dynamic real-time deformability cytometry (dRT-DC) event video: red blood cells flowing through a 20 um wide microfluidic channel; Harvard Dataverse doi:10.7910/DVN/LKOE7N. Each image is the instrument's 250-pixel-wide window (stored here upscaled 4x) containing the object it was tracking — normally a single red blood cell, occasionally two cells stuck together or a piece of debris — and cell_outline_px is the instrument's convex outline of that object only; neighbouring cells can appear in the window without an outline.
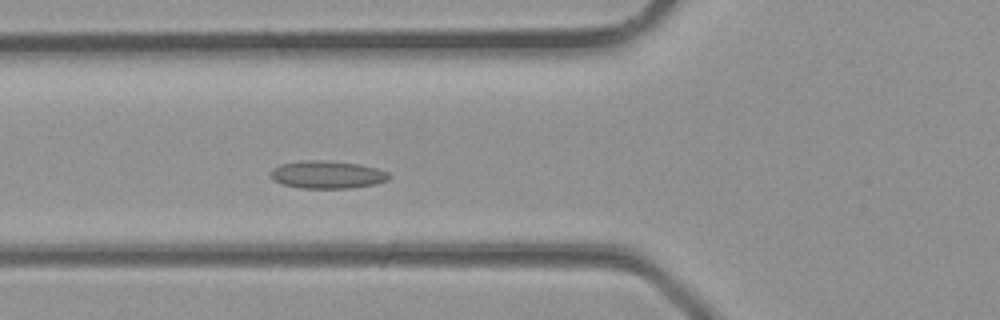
{"species": "common noctule bat (a hibernating species)", "species_latin": "Nyctalus noctula", "temperature_condition": "room temperature", "stored_images_in_passage": 32, "camera_frame_rate_fps": 3000, "um_per_image_px": 0.085, "animal": {"sex": "male", "body_mass_g": 23.1, "forearm_length_mm": 52.7}, "frame": {"image": 1, "passage_image": 10, "time_ms": 3.0, "image_size_px": [1000, 320], "cell_outline_px": [[392, 176], [388, 180], [372, 184], [348, 188], [300, 188], [284, 184], [276, 180], [272, 176], [272, 168], [280, 164], [300, 160], [328, 160], [360, 164], [376, 168], [388, 172]], "centroid_in_image_um": [27.84, 14.82], "position_along_channel_um": 98.0, "area_um2": 19.02}}
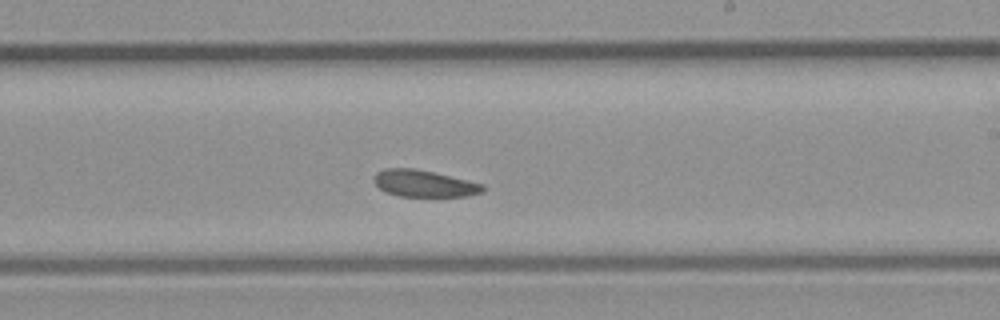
{"frame": {"image": 2, "passage_image": 18, "time_ms": 5.667, "image_size_px": [1000, 320], "cell_outline_px": [[484, 192], [464, 196], [400, 196], [388, 192], [380, 188], [372, 180], [376, 172], [384, 168], [416, 168], [468, 180], [484, 184]], "centroid_in_image_um": [36.04, 15.58], "position_along_channel_um": 253.0, "area_um2": 16.94}}
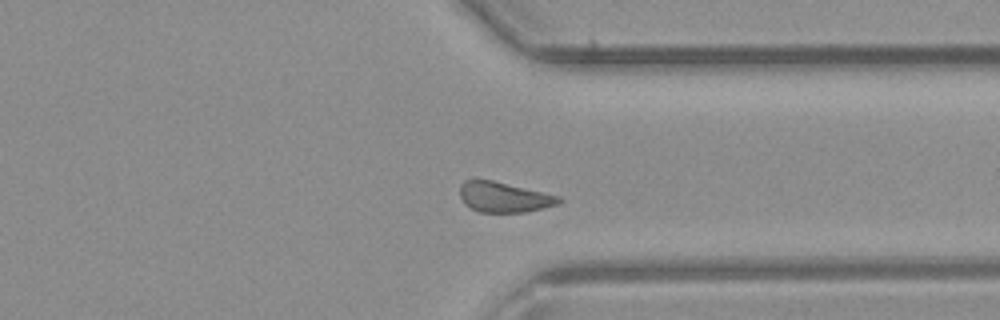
{"frame": {"image": 3, "passage_image": 24, "time_ms": 7.667, "image_size_px": [1000, 320], "cell_outline_px": [[564, 200], [560, 204], [524, 212], [480, 212], [464, 204], [460, 196], [460, 184], [464, 180], [472, 176], [492, 180], [560, 196]], "centroid_in_image_um": [42.79, 16.72], "position_along_channel_um": 368.6, "area_um2": 17.8}}